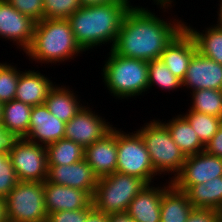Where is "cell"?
I'll return each mask as SVG.
<instances>
[{
	"label": "cell",
	"mask_w": 222,
	"mask_h": 222,
	"mask_svg": "<svg viewBox=\"0 0 222 222\" xmlns=\"http://www.w3.org/2000/svg\"><path fill=\"white\" fill-rule=\"evenodd\" d=\"M185 29L194 38L197 51L203 56L222 64V27L209 25L200 32L198 29L185 22ZM196 29V30H195ZM198 30V31H197Z\"/></svg>",
	"instance_id": "26"
},
{
	"label": "cell",
	"mask_w": 222,
	"mask_h": 222,
	"mask_svg": "<svg viewBox=\"0 0 222 222\" xmlns=\"http://www.w3.org/2000/svg\"><path fill=\"white\" fill-rule=\"evenodd\" d=\"M18 181L8 152H0V197L5 199Z\"/></svg>",
	"instance_id": "33"
},
{
	"label": "cell",
	"mask_w": 222,
	"mask_h": 222,
	"mask_svg": "<svg viewBox=\"0 0 222 222\" xmlns=\"http://www.w3.org/2000/svg\"><path fill=\"white\" fill-rule=\"evenodd\" d=\"M65 124L57 119L45 104L33 106L25 139L46 147L64 138Z\"/></svg>",
	"instance_id": "15"
},
{
	"label": "cell",
	"mask_w": 222,
	"mask_h": 222,
	"mask_svg": "<svg viewBox=\"0 0 222 222\" xmlns=\"http://www.w3.org/2000/svg\"><path fill=\"white\" fill-rule=\"evenodd\" d=\"M204 151L210 155L222 158V125L212 139L206 144Z\"/></svg>",
	"instance_id": "37"
},
{
	"label": "cell",
	"mask_w": 222,
	"mask_h": 222,
	"mask_svg": "<svg viewBox=\"0 0 222 222\" xmlns=\"http://www.w3.org/2000/svg\"><path fill=\"white\" fill-rule=\"evenodd\" d=\"M2 110H3V103L0 102V124L2 121Z\"/></svg>",
	"instance_id": "45"
},
{
	"label": "cell",
	"mask_w": 222,
	"mask_h": 222,
	"mask_svg": "<svg viewBox=\"0 0 222 222\" xmlns=\"http://www.w3.org/2000/svg\"><path fill=\"white\" fill-rule=\"evenodd\" d=\"M81 7L80 0H43V19H68Z\"/></svg>",
	"instance_id": "32"
},
{
	"label": "cell",
	"mask_w": 222,
	"mask_h": 222,
	"mask_svg": "<svg viewBox=\"0 0 222 222\" xmlns=\"http://www.w3.org/2000/svg\"><path fill=\"white\" fill-rule=\"evenodd\" d=\"M20 13L31 17L36 22L41 21L44 15L43 0H6Z\"/></svg>",
	"instance_id": "34"
},
{
	"label": "cell",
	"mask_w": 222,
	"mask_h": 222,
	"mask_svg": "<svg viewBox=\"0 0 222 222\" xmlns=\"http://www.w3.org/2000/svg\"><path fill=\"white\" fill-rule=\"evenodd\" d=\"M108 222H135L127 212L108 215Z\"/></svg>",
	"instance_id": "40"
},
{
	"label": "cell",
	"mask_w": 222,
	"mask_h": 222,
	"mask_svg": "<svg viewBox=\"0 0 222 222\" xmlns=\"http://www.w3.org/2000/svg\"><path fill=\"white\" fill-rule=\"evenodd\" d=\"M84 160L98 179L116 172L117 128L113 127L103 138L84 148Z\"/></svg>",
	"instance_id": "16"
},
{
	"label": "cell",
	"mask_w": 222,
	"mask_h": 222,
	"mask_svg": "<svg viewBox=\"0 0 222 222\" xmlns=\"http://www.w3.org/2000/svg\"><path fill=\"white\" fill-rule=\"evenodd\" d=\"M69 85H56L50 90L44 104L48 110L62 122H69L79 110L86 104L76 95V91L68 87Z\"/></svg>",
	"instance_id": "21"
},
{
	"label": "cell",
	"mask_w": 222,
	"mask_h": 222,
	"mask_svg": "<svg viewBox=\"0 0 222 222\" xmlns=\"http://www.w3.org/2000/svg\"><path fill=\"white\" fill-rule=\"evenodd\" d=\"M14 138L0 124V152H8Z\"/></svg>",
	"instance_id": "38"
},
{
	"label": "cell",
	"mask_w": 222,
	"mask_h": 222,
	"mask_svg": "<svg viewBox=\"0 0 222 222\" xmlns=\"http://www.w3.org/2000/svg\"><path fill=\"white\" fill-rule=\"evenodd\" d=\"M44 201L48 214L62 210L87 209L92 197L86 192L65 185H57L47 180L43 182Z\"/></svg>",
	"instance_id": "17"
},
{
	"label": "cell",
	"mask_w": 222,
	"mask_h": 222,
	"mask_svg": "<svg viewBox=\"0 0 222 222\" xmlns=\"http://www.w3.org/2000/svg\"><path fill=\"white\" fill-rule=\"evenodd\" d=\"M189 111H195L222 118V91L215 89H200L191 92Z\"/></svg>",
	"instance_id": "28"
},
{
	"label": "cell",
	"mask_w": 222,
	"mask_h": 222,
	"mask_svg": "<svg viewBox=\"0 0 222 222\" xmlns=\"http://www.w3.org/2000/svg\"><path fill=\"white\" fill-rule=\"evenodd\" d=\"M46 151L47 165H69L84 159V148L65 138L46 146Z\"/></svg>",
	"instance_id": "27"
},
{
	"label": "cell",
	"mask_w": 222,
	"mask_h": 222,
	"mask_svg": "<svg viewBox=\"0 0 222 222\" xmlns=\"http://www.w3.org/2000/svg\"><path fill=\"white\" fill-rule=\"evenodd\" d=\"M47 181L86 191L93 197L98 178L83 159L69 165H48Z\"/></svg>",
	"instance_id": "14"
},
{
	"label": "cell",
	"mask_w": 222,
	"mask_h": 222,
	"mask_svg": "<svg viewBox=\"0 0 222 222\" xmlns=\"http://www.w3.org/2000/svg\"><path fill=\"white\" fill-rule=\"evenodd\" d=\"M219 8H218V11H217V14H218V18H217V24L218 26H221L222 27V0H219Z\"/></svg>",
	"instance_id": "44"
},
{
	"label": "cell",
	"mask_w": 222,
	"mask_h": 222,
	"mask_svg": "<svg viewBox=\"0 0 222 222\" xmlns=\"http://www.w3.org/2000/svg\"><path fill=\"white\" fill-rule=\"evenodd\" d=\"M32 106L19 100L3 103L1 125L13 138H25L28 134Z\"/></svg>",
	"instance_id": "25"
},
{
	"label": "cell",
	"mask_w": 222,
	"mask_h": 222,
	"mask_svg": "<svg viewBox=\"0 0 222 222\" xmlns=\"http://www.w3.org/2000/svg\"><path fill=\"white\" fill-rule=\"evenodd\" d=\"M0 222H7L5 199L0 197Z\"/></svg>",
	"instance_id": "43"
},
{
	"label": "cell",
	"mask_w": 222,
	"mask_h": 222,
	"mask_svg": "<svg viewBox=\"0 0 222 222\" xmlns=\"http://www.w3.org/2000/svg\"><path fill=\"white\" fill-rule=\"evenodd\" d=\"M0 62V102L6 103L14 100L21 74L20 68L13 63Z\"/></svg>",
	"instance_id": "31"
},
{
	"label": "cell",
	"mask_w": 222,
	"mask_h": 222,
	"mask_svg": "<svg viewBox=\"0 0 222 222\" xmlns=\"http://www.w3.org/2000/svg\"><path fill=\"white\" fill-rule=\"evenodd\" d=\"M91 204L87 209L79 210H62L55 213L48 214V222H85L87 214L93 209Z\"/></svg>",
	"instance_id": "35"
},
{
	"label": "cell",
	"mask_w": 222,
	"mask_h": 222,
	"mask_svg": "<svg viewBox=\"0 0 222 222\" xmlns=\"http://www.w3.org/2000/svg\"><path fill=\"white\" fill-rule=\"evenodd\" d=\"M132 6L131 0H127L79 8L67 19L77 44L84 52L105 43L106 46L110 43L108 49L112 48Z\"/></svg>",
	"instance_id": "2"
},
{
	"label": "cell",
	"mask_w": 222,
	"mask_h": 222,
	"mask_svg": "<svg viewBox=\"0 0 222 222\" xmlns=\"http://www.w3.org/2000/svg\"><path fill=\"white\" fill-rule=\"evenodd\" d=\"M137 132L141 135L147 151L150 155L154 171L164 177V175H173L168 177L172 181L181 171L185 162V155L172 140L167 127L160 119H152L144 123Z\"/></svg>",
	"instance_id": "5"
},
{
	"label": "cell",
	"mask_w": 222,
	"mask_h": 222,
	"mask_svg": "<svg viewBox=\"0 0 222 222\" xmlns=\"http://www.w3.org/2000/svg\"><path fill=\"white\" fill-rule=\"evenodd\" d=\"M114 1H127V0H80L82 6L102 5V4H108Z\"/></svg>",
	"instance_id": "42"
},
{
	"label": "cell",
	"mask_w": 222,
	"mask_h": 222,
	"mask_svg": "<svg viewBox=\"0 0 222 222\" xmlns=\"http://www.w3.org/2000/svg\"><path fill=\"white\" fill-rule=\"evenodd\" d=\"M19 181L45 182L48 176L47 151L41 144L14 138L8 149Z\"/></svg>",
	"instance_id": "9"
},
{
	"label": "cell",
	"mask_w": 222,
	"mask_h": 222,
	"mask_svg": "<svg viewBox=\"0 0 222 222\" xmlns=\"http://www.w3.org/2000/svg\"><path fill=\"white\" fill-rule=\"evenodd\" d=\"M153 1H154L153 3L157 5V7L159 6L158 7L160 8L159 11L164 9L163 10L164 13L167 12L168 10L171 11L170 8L173 7L172 4L175 2L174 0H153Z\"/></svg>",
	"instance_id": "41"
},
{
	"label": "cell",
	"mask_w": 222,
	"mask_h": 222,
	"mask_svg": "<svg viewBox=\"0 0 222 222\" xmlns=\"http://www.w3.org/2000/svg\"><path fill=\"white\" fill-rule=\"evenodd\" d=\"M101 69L104 86L115 99H129L148 90V62L115 54L111 49Z\"/></svg>",
	"instance_id": "4"
},
{
	"label": "cell",
	"mask_w": 222,
	"mask_h": 222,
	"mask_svg": "<svg viewBox=\"0 0 222 222\" xmlns=\"http://www.w3.org/2000/svg\"><path fill=\"white\" fill-rule=\"evenodd\" d=\"M156 85L164 91H175L181 88L182 81L176 77L161 59L150 60L148 62V89Z\"/></svg>",
	"instance_id": "29"
},
{
	"label": "cell",
	"mask_w": 222,
	"mask_h": 222,
	"mask_svg": "<svg viewBox=\"0 0 222 222\" xmlns=\"http://www.w3.org/2000/svg\"><path fill=\"white\" fill-rule=\"evenodd\" d=\"M83 52L67 19H42L36 22L32 43L24 53L35 63L60 65Z\"/></svg>",
	"instance_id": "3"
},
{
	"label": "cell",
	"mask_w": 222,
	"mask_h": 222,
	"mask_svg": "<svg viewBox=\"0 0 222 222\" xmlns=\"http://www.w3.org/2000/svg\"><path fill=\"white\" fill-rule=\"evenodd\" d=\"M36 21L0 0V38L12 41L25 52L32 43Z\"/></svg>",
	"instance_id": "12"
},
{
	"label": "cell",
	"mask_w": 222,
	"mask_h": 222,
	"mask_svg": "<svg viewBox=\"0 0 222 222\" xmlns=\"http://www.w3.org/2000/svg\"><path fill=\"white\" fill-rule=\"evenodd\" d=\"M184 192L194 208L213 209L222 213V176L190 186Z\"/></svg>",
	"instance_id": "24"
},
{
	"label": "cell",
	"mask_w": 222,
	"mask_h": 222,
	"mask_svg": "<svg viewBox=\"0 0 222 222\" xmlns=\"http://www.w3.org/2000/svg\"><path fill=\"white\" fill-rule=\"evenodd\" d=\"M85 222H108V214H105L101 211H97L93 208L86 217Z\"/></svg>",
	"instance_id": "39"
},
{
	"label": "cell",
	"mask_w": 222,
	"mask_h": 222,
	"mask_svg": "<svg viewBox=\"0 0 222 222\" xmlns=\"http://www.w3.org/2000/svg\"><path fill=\"white\" fill-rule=\"evenodd\" d=\"M196 51L197 46L194 38L184 28L164 49L160 59L182 81Z\"/></svg>",
	"instance_id": "19"
},
{
	"label": "cell",
	"mask_w": 222,
	"mask_h": 222,
	"mask_svg": "<svg viewBox=\"0 0 222 222\" xmlns=\"http://www.w3.org/2000/svg\"><path fill=\"white\" fill-rule=\"evenodd\" d=\"M50 79L39 70L21 71L14 99L32 107L44 104L50 90L55 86V82Z\"/></svg>",
	"instance_id": "20"
},
{
	"label": "cell",
	"mask_w": 222,
	"mask_h": 222,
	"mask_svg": "<svg viewBox=\"0 0 222 222\" xmlns=\"http://www.w3.org/2000/svg\"><path fill=\"white\" fill-rule=\"evenodd\" d=\"M161 122L167 127L172 140L185 157L204 151L205 146L201 143L190 123L181 114L172 117L167 122L166 120Z\"/></svg>",
	"instance_id": "22"
},
{
	"label": "cell",
	"mask_w": 222,
	"mask_h": 222,
	"mask_svg": "<svg viewBox=\"0 0 222 222\" xmlns=\"http://www.w3.org/2000/svg\"><path fill=\"white\" fill-rule=\"evenodd\" d=\"M184 28L182 19L174 17L169 21L147 7L133 5L123 19L111 50L117 55L147 62L160 59L164 49Z\"/></svg>",
	"instance_id": "1"
},
{
	"label": "cell",
	"mask_w": 222,
	"mask_h": 222,
	"mask_svg": "<svg viewBox=\"0 0 222 222\" xmlns=\"http://www.w3.org/2000/svg\"><path fill=\"white\" fill-rule=\"evenodd\" d=\"M181 115L190 123L204 146H206L222 125V118L200 112L187 110L185 114Z\"/></svg>",
	"instance_id": "30"
},
{
	"label": "cell",
	"mask_w": 222,
	"mask_h": 222,
	"mask_svg": "<svg viewBox=\"0 0 222 222\" xmlns=\"http://www.w3.org/2000/svg\"><path fill=\"white\" fill-rule=\"evenodd\" d=\"M196 91L200 89H215L222 91V64L203 56L196 51L192 56L182 88Z\"/></svg>",
	"instance_id": "13"
},
{
	"label": "cell",
	"mask_w": 222,
	"mask_h": 222,
	"mask_svg": "<svg viewBox=\"0 0 222 222\" xmlns=\"http://www.w3.org/2000/svg\"><path fill=\"white\" fill-rule=\"evenodd\" d=\"M167 182L148 184L135 196L126 211L135 222H160L162 194L172 184Z\"/></svg>",
	"instance_id": "18"
},
{
	"label": "cell",
	"mask_w": 222,
	"mask_h": 222,
	"mask_svg": "<svg viewBox=\"0 0 222 222\" xmlns=\"http://www.w3.org/2000/svg\"><path fill=\"white\" fill-rule=\"evenodd\" d=\"M222 213L213 209L193 208L186 222H218Z\"/></svg>",
	"instance_id": "36"
},
{
	"label": "cell",
	"mask_w": 222,
	"mask_h": 222,
	"mask_svg": "<svg viewBox=\"0 0 222 222\" xmlns=\"http://www.w3.org/2000/svg\"><path fill=\"white\" fill-rule=\"evenodd\" d=\"M93 107L83 106L79 112L65 124L64 138L78 143L83 148L93 144L109 133L113 125L105 117L92 111ZM107 121V122H106Z\"/></svg>",
	"instance_id": "10"
},
{
	"label": "cell",
	"mask_w": 222,
	"mask_h": 222,
	"mask_svg": "<svg viewBox=\"0 0 222 222\" xmlns=\"http://www.w3.org/2000/svg\"><path fill=\"white\" fill-rule=\"evenodd\" d=\"M7 222H41L48 213L43 182L18 181L5 198Z\"/></svg>",
	"instance_id": "7"
},
{
	"label": "cell",
	"mask_w": 222,
	"mask_h": 222,
	"mask_svg": "<svg viewBox=\"0 0 222 222\" xmlns=\"http://www.w3.org/2000/svg\"><path fill=\"white\" fill-rule=\"evenodd\" d=\"M222 176V158L203 151L187 156L180 173L171 181L180 191Z\"/></svg>",
	"instance_id": "11"
},
{
	"label": "cell",
	"mask_w": 222,
	"mask_h": 222,
	"mask_svg": "<svg viewBox=\"0 0 222 222\" xmlns=\"http://www.w3.org/2000/svg\"><path fill=\"white\" fill-rule=\"evenodd\" d=\"M147 185L141 178L118 172L99 178L92 197L93 207L108 215L126 212L131 201Z\"/></svg>",
	"instance_id": "6"
},
{
	"label": "cell",
	"mask_w": 222,
	"mask_h": 222,
	"mask_svg": "<svg viewBox=\"0 0 222 222\" xmlns=\"http://www.w3.org/2000/svg\"><path fill=\"white\" fill-rule=\"evenodd\" d=\"M193 208L187 194L171 184L162 194L160 222H186Z\"/></svg>",
	"instance_id": "23"
},
{
	"label": "cell",
	"mask_w": 222,
	"mask_h": 222,
	"mask_svg": "<svg viewBox=\"0 0 222 222\" xmlns=\"http://www.w3.org/2000/svg\"><path fill=\"white\" fill-rule=\"evenodd\" d=\"M121 130L122 128H117L116 172L135 176L143 179L147 184H152L158 174L154 171L141 135L137 131L126 133Z\"/></svg>",
	"instance_id": "8"
}]
</instances>
